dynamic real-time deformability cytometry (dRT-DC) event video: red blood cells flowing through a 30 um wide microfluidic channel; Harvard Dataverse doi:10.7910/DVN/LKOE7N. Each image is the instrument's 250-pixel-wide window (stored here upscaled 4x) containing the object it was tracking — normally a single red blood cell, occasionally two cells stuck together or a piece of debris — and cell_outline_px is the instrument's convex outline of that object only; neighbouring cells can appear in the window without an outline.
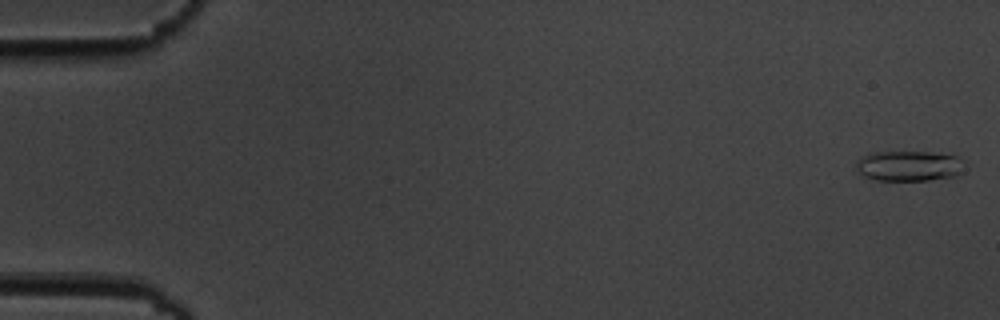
{"species": "common noctule bat (a hibernating species)", "species_latin": "Nyctalus noctula", "temperature_condition": "cold", "stored_images_in_passage": 5, "camera_frame_rate_fps": 3000, "um_per_image_px": 0.085, "animal": {"sex": "male", "body_mass_g": 19.5, "forearm_length_mm": 54.6}, "frame": {"image": 1, "passage_image": 1, "time_ms": 0.0, "image_size_px": [1000, 320], "cell_outline_px": [[964, 172], [956, 176], [928, 180], [876, 180], [864, 176], [856, 168], [856, 160], [860, 156], [872, 152], [932, 152], [956, 156], [964, 160]], "centroid_in_image_um": [77.28, 14.1], "position_along_channel_um": 7.7, "area_um2": 19.42}}